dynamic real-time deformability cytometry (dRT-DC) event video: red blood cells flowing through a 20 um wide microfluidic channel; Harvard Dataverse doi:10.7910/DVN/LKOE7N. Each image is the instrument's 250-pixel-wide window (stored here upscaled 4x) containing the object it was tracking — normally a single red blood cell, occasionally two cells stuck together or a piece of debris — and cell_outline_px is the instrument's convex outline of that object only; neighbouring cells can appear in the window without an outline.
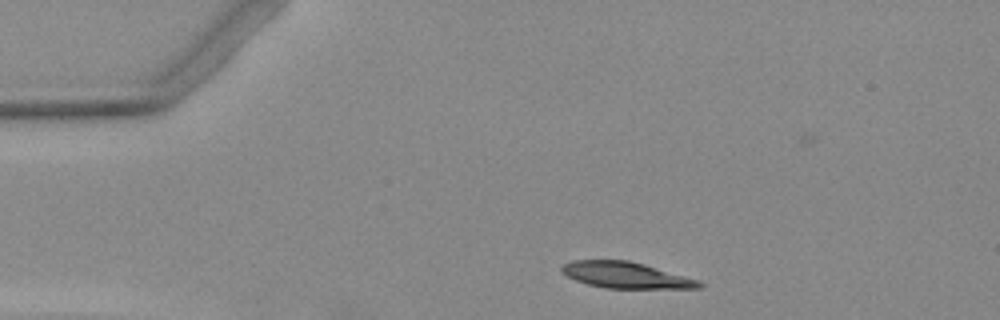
{"species": "Egyptian fruit bat (a non-hibernating species)", "species_latin": "Rousettus aegyptiacus", "temperature_condition": "warm", "stored_images_in_passage": 3, "camera_frame_rate_fps": 3000, "um_per_image_px": 0.085, "animal": {"sex": "female"}, "frame": {"image": 1, "passage_image": 1, "time_ms": 0.0, "image_size_px": [1000, 320], "cell_outline_px": [[704, 288], [604, 288], [588, 284], [576, 280], [568, 276], [560, 268], [564, 264], [572, 260], [628, 260], [644, 264], [700, 280], [704, 284]], "centroid_in_image_um": [53.24, 23.39], "position_along_channel_um": 31.8, "area_um2": 20.87}}
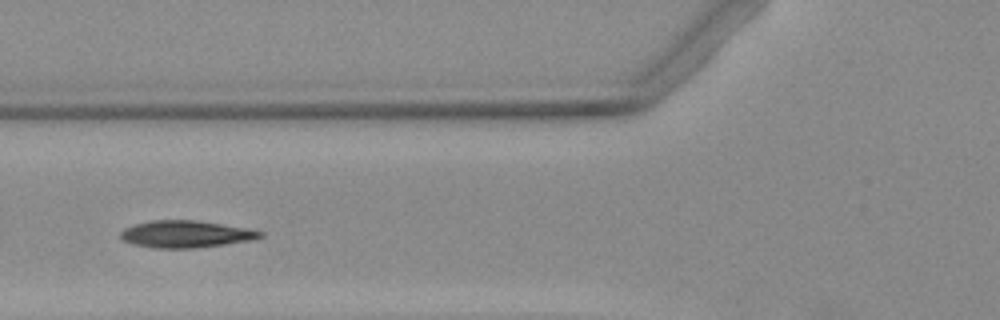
{"frame": {"image": 2, "passage_image": 3, "time_ms": 3.333, "image_size_px": [1000, 320], "cell_outline_px": [[264, 236], [252, 240], [224, 244], [192, 248], [152, 248], [136, 244], [124, 240], [120, 236], [120, 232], [124, 228], [136, 224], [152, 220], [196, 220], [248, 228], [264, 232]], "centroid_in_image_um": [15.82, 19.89], "position_along_channel_um": 110.0, "area_um2": 21.85}}